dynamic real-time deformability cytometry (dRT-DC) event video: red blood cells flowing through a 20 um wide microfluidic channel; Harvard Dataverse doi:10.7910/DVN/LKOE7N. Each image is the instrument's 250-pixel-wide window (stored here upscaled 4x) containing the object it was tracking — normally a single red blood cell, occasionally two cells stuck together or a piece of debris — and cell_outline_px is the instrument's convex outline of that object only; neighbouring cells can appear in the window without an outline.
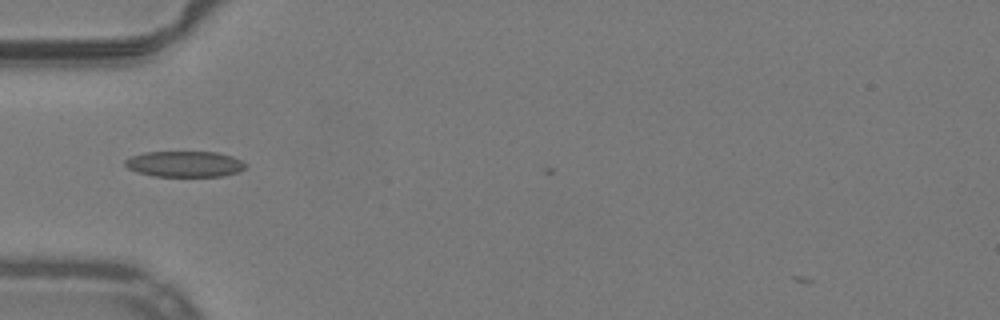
{"species": "common noctule bat (a hibernating species)", "species_latin": "Nyctalus noctula", "temperature_condition": "warm", "stored_images_in_passage": 2, "camera_frame_rate_fps": 3000, "um_per_image_px": 0.085, "animal": {"sex": "male", "body_mass_g": 19.2, "forearm_length_mm": 51.8}, "frame": {"image": 1, "passage_image": 1, "time_ms": 0.0, "image_size_px": [1000, 320], "cell_outline_px": [[248, 164], [244, 168], [236, 172], [224, 176], [152, 176], [136, 172], [128, 168], [124, 164], [124, 160], [132, 156], [144, 152], [216, 152], [232, 156]], "centroid_in_image_um": [15.67, 13.94], "position_along_channel_um": 69.3, "area_um2": 18.15}}